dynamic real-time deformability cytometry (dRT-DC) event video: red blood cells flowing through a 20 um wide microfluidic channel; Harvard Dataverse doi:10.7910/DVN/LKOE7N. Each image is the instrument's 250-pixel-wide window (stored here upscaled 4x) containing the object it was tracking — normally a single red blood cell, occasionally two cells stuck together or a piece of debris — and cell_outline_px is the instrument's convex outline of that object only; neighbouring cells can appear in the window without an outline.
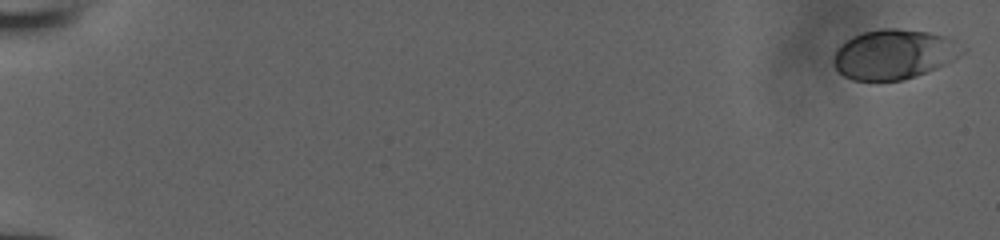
{"species": "human", "species_latin": "Homo sapiens", "temperature_condition": "room temperature", "stored_images_in_passage": 53, "camera_frame_rate_fps": 3000, "um_per_image_px": 0.085, "donor": {"sex": "male"}, "frame": {"image": 1, "passage_image": 1, "time_ms": 0.0, "image_size_px": [1000, 240], "cell_outline_px": [[968, 48], [964, 52], [952, 60], [936, 68], [916, 76], [904, 80], [852, 80], [844, 76], [836, 68], [836, 52], [840, 44], [852, 36], [864, 32], [880, 28], [896, 28], [932, 32], [948, 36], [956, 40]], "centroid_in_image_um": [76.05, 4.59], "position_along_channel_um": 8.9, "area_um2": 37.34}}
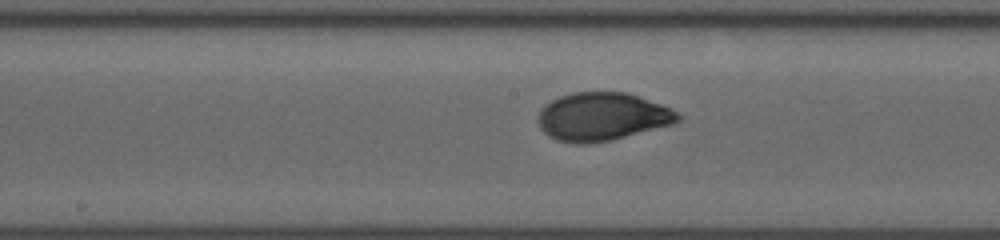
{"frame": {"image": 2, "passage_image": 30, "time_ms": 9.667, "image_size_px": [1000, 240], "cell_outline_px": [[680, 120], [676, 124], [612, 140], [588, 144], [576, 144], [556, 140], [548, 136], [540, 128], [536, 120], [536, 116], [540, 108], [544, 104], [560, 96], [572, 92], [628, 92], [672, 108], [680, 116]], "centroid_in_image_um": [51.17, 9.92], "position_along_channel_um": 197.0, "area_um2": 39.88}}
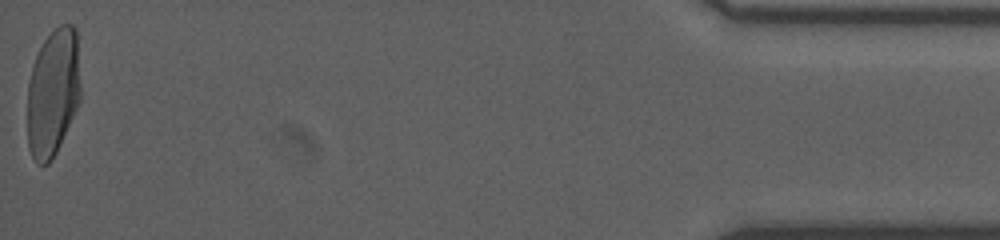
{"frame": {"image": 3, "passage_image": 53, "time_ms": 17.333, "image_size_px": [1000, 240], "cell_outline_px": [[80, 100], [56, 152], [48, 164], [36, 164], [32, 156], [28, 144], [28, 84], [32, 68], [36, 56], [44, 40], [60, 24], [72, 24], [76, 28], [80, 84]], "centroid_in_image_um": [4.51, 7.86], "position_along_channel_um": 430.7, "area_um2": 39.25}}